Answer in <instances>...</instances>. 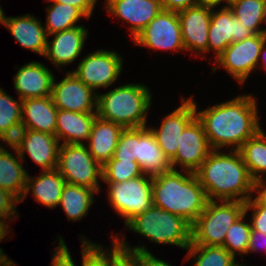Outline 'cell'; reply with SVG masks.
<instances>
[{"mask_svg":"<svg viewBox=\"0 0 266 266\" xmlns=\"http://www.w3.org/2000/svg\"><path fill=\"white\" fill-rule=\"evenodd\" d=\"M190 99L212 150H221L226 146H232L230 150H239L262 129L258 121L257 100L253 94L236 96L199 112L196 102L192 97Z\"/></svg>","mask_w":266,"mask_h":266,"instance_id":"cell-1","label":"cell"},{"mask_svg":"<svg viewBox=\"0 0 266 266\" xmlns=\"http://www.w3.org/2000/svg\"><path fill=\"white\" fill-rule=\"evenodd\" d=\"M212 150L195 172L208 200L247 202L253 196L254 180L238 150Z\"/></svg>","mask_w":266,"mask_h":266,"instance_id":"cell-2","label":"cell"},{"mask_svg":"<svg viewBox=\"0 0 266 266\" xmlns=\"http://www.w3.org/2000/svg\"><path fill=\"white\" fill-rule=\"evenodd\" d=\"M153 205L183 217L191 225L209 201L195 173L171 169L153 177Z\"/></svg>","mask_w":266,"mask_h":266,"instance_id":"cell-3","label":"cell"},{"mask_svg":"<svg viewBox=\"0 0 266 266\" xmlns=\"http://www.w3.org/2000/svg\"><path fill=\"white\" fill-rule=\"evenodd\" d=\"M152 94L146 85L126 84L98 94L97 116L124 128L146 126Z\"/></svg>","mask_w":266,"mask_h":266,"instance_id":"cell-4","label":"cell"},{"mask_svg":"<svg viewBox=\"0 0 266 266\" xmlns=\"http://www.w3.org/2000/svg\"><path fill=\"white\" fill-rule=\"evenodd\" d=\"M125 228L157 244H170L185 250L191 244V224L183 217L154 205L130 219Z\"/></svg>","mask_w":266,"mask_h":266,"instance_id":"cell-5","label":"cell"},{"mask_svg":"<svg viewBox=\"0 0 266 266\" xmlns=\"http://www.w3.org/2000/svg\"><path fill=\"white\" fill-rule=\"evenodd\" d=\"M209 200L191 225V244L222 246L227 230L243 213L245 202Z\"/></svg>","mask_w":266,"mask_h":266,"instance_id":"cell-6","label":"cell"},{"mask_svg":"<svg viewBox=\"0 0 266 266\" xmlns=\"http://www.w3.org/2000/svg\"><path fill=\"white\" fill-rule=\"evenodd\" d=\"M86 144H61L56 169L66 183L88 187L99 193L102 166L90 154Z\"/></svg>","mask_w":266,"mask_h":266,"instance_id":"cell-7","label":"cell"},{"mask_svg":"<svg viewBox=\"0 0 266 266\" xmlns=\"http://www.w3.org/2000/svg\"><path fill=\"white\" fill-rule=\"evenodd\" d=\"M153 177L141 175L124 182L108 184V202L113 210L125 218V224L153 205Z\"/></svg>","mask_w":266,"mask_h":266,"instance_id":"cell-8","label":"cell"},{"mask_svg":"<svg viewBox=\"0 0 266 266\" xmlns=\"http://www.w3.org/2000/svg\"><path fill=\"white\" fill-rule=\"evenodd\" d=\"M266 39L264 34H255L252 37L231 43L215 60L213 72L218 66L226 69L232 78L243 85L249 74L260 64L259 54Z\"/></svg>","mask_w":266,"mask_h":266,"instance_id":"cell-9","label":"cell"},{"mask_svg":"<svg viewBox=\"0 0 266 266\" xmlns=\"http://www.w3.org/2000/svg\"><path fill=\"white\" fill-rule=\"evenodd\" d=\"M122 64L117 52L100 49L82 58L77 69L71 72L86 86L97 91L111 86L119 78Z\"/></svg>","mask_w":266,"mask_h":266,"instance_id":"cell-10","label":"cell"},{"mask_svg":"<svg viewBox=\"0 0 266 266\" xmlns=\"http://www.w3.org/2000/svg\"><path fill=\"white\" fill-rule=\"evenodd\" d=\"M133 41L154 51L185 50L178 13L162 9Z\"/></svg>","mask_w":266,"mask_h":266,"instance_id":"cell-11","label":"cell"},{"mask_svg":"<svg viewBox=\"0 0 266 266\" xmlns=\"http://www.w3.org/2000/svg\"><path fill=\"white\" fill-rule=\"evenodd\" d=\"M11 144L22 160L27 151V155L41 167V171L56 169L61 144L55 135L21 129Z\"/></svg>","mask_w":266,"mask_h":266,"instance_id":"cell-12","label":"cell"},{"mask_svg":"<svg viewBox=\"0 0 266 266\" xmlns=\"http://www.w3.org/2000/svg\"><path fill=\"white\" fill-rule=\"evenodd\" d=\"M60 82L55 77L52 85L51 97L57 109L80 112L97 113L98 92L86 86L71 71ZM95 109V111H93Z\"/></svg>","mask_w":266,"mask_h":266,"instance_id":"cell-13","label":"cell"},{"mask_svg":"<svg viewBox=\"0 0 266 266\" xmlns=\"http://www.w3.org/2000/svg\"><path fill=\"white\" fill-rule=\"evenodd\" d=\"M176 156L170 161L172 169L195 173L212 151L201 122L195 117L180 134Z\"/></svg>","mask_w":266,"mask_h":266,"instance_id":"cell-14","label":"cell"},{"mask_svg":"<svg viewBox=\"0 0 266 266\" xmlns=\"http://www.w3.org/2000/svg\"><path fill=\"white\" fill-rule=\"evenodd\" d=\"M214 8L216 7H212L208 31L207 53L212 50L216 59L231 43L252 37L255 33L246 29L228 6L223 5V8L217 11Z\"/></svg>","mask_w":266,"mask_h":266,"instance_id":"cell-15","label":"cell"},{"mask_svg":"<svg viewBox=\"0 0 266 266\" xmlns=\"http://www.w3.org/2000/svg\"><path fill=\"white\" fill-rule=\"evenodd\" d=\"M177 13L185 50L206 53L212 6L197 4Z\"/></svg>","mask_w":266,"mask_h":266,"instance_id":"cell-16","label":"cell"},{"mask_svg":"<svg viewBox=\"0 0 266 266\" xmlns=\"http://www.w3.org/2000/svg\"><path fill=\"white\" fill-rule=\"evenodd\" d=\"M182 104L163 118L160 128L149 127L157 144L171 161L177 154V147L184 128L196 117V109L189 98L182 99Z\"/></svg>","mask_w":266,"mask_h":266,"instance_id":"cell-17","label":"cell"},{"mask_svg":"<svg viewBox=\"0 0 266 266\" xmlns=\"http://www.w3.org/2000/svg\"><path fill=\"white\" fill-rule=\"evenodd\" d=\"M106 11L129 23L133 40L163 9L160 0H105Z\"/></svg>","mask_w":266,"mask_h":266,"instance_id":"cell-18","label":"cell"},{"mask_svg":"<svg viewBox=\"0 0 266 266\" xmlns=\"http://www.w3.org/2000/svg\"><path fill=\"white\" fill-rule=\"evenodd\" d=\"M49 36H54V38L51 42L49 39L47 40L44 57L48 58L55 66L61 67L69 65L79 57L88 31L82 25Z\"/></svg>","mask_w":266,"mask_h":266,"instance_id":"cell-19","label":"cell"},{"mask_svg":"<svg viewBox=\"0 0 266 266\" xmlns=\"http://www.w3.org/2000/svg\"><path fill=\"white\" fill-rule=\"evenodd\" d=\"M54 74L41 62L21 66L14 76V88L19 99L47 97L52 93Z\"/></svg>","mask_w":266,"mask_h":266,"instance_id":"cell-20","label":"cell"},{"mask_svg":"<svg viewBox=\"0 0 266 266\" xmlns=\"http://www.w3.org/2000/svg\"><path fill=\"white\" fill-rule=\"evenodd\" d=\"M123 130V126L99 116L94 120L87 147L90 154L102 167L114 156Z\"/></svg>","mask_w":266,"mask_h":266,"instance_id":"cell-21","label":"cell"},{"mask_svg":"<svg viewBox=\"0 0 266 266\" xmlns=\"http://www.w3.org/2000/svg\"><path fill=\"white\" fill-rule=\"evenodd\" d=\"M5 26L23 48L44 56L48 36L39 19L31 14L19 17L8 16L5 19Z\"/></svg>","mask_w":266,"mask_h":266,"instance_id":"cell-22","label":"cell"},{"mask_svg":"<svg viewBox=\"0 0 266 266\" xmlns=\"http://www.w3.org/2000/svg\"><path fill=\"white\" fill-rule=\"evenodd\" d=\"M57 107L51 95L22 100V129L55 135Z\"/></svg>","mask_w":266,"mask_h":266,"instance_id":"cell-23","label":"cell"},{"mask_svg":"<svg viewBox=\"0 0 266 266\" xmlns=\"http://www.w3.org/2000/svg\"><path fill=\"white\" fill-rule=\"evenodd\" d=\"M137 163L142 174L151 177L172 169L148 126L137 128Z\"/></svg>","mask_w":266,"mask_h":266,"instance_id":"cell-24","label":"cell"},{"mask_svg":"<svg viewBox=\"0 0 266 266\" xmlns=\"http://www.w3.org/2000/svg\"><path fill=\"white\" fill-rule=\"evenodd\" d=\"M97 113H80L57 110L55 136L62 144H84L89 139Z\"/></svg>","mask_w":266,"mask_h":266,"instance_id":"cell-25","label":"cell"},{"mask_svg":"<svg viewBox=\"0 0 266 266\" xmlns=\"http://www.w3.org/2000/svg\"><path fill=\"white\" fill-rule=\"evenodd\" d=\"M65 184V179L57 169L42 171L36 177H30L28 174L24 197L20 202L26 198L28 192L31 190L37 203L54 209L59 204Z\"/></svg>","mask_w":266,"mask_h":266,"instance_id":"cell-26","label":"cell"},{"mask_svg":"<svg viewBox=\"0 0 266 266\" xmlns=\"http://www.w3.org/2000/svg\"><path fill=\"white\" fill-rule=\"evenodd\" d=\"M7 145L14 149L18 157L14 153H10L4 146L0 147V188L10 192L21 201L24 197L28 173L23 168L22 162L24 161L15 147L11 143H7Z\"/></svg>","mask_w":266,"mask_h":266,"instance_id":"cell-27","label":"cell"},{"mask_svg":"<svg viewBox=\"0 0 266 266\" xmlns=\"http://www.w3.org/2000/svg\"><path fill=\"white\" fill-rule=\"evenodd\" d=\"M94 189L66 183L58 206L60 205L70 221L81 220L88 215L89 208L93 205Z\"/></svg>","mask_w":266,"mask_h":266,"instance_id":"cell-28","label":"cell"},{"mask_svg":"<svg viewBox=\"0 0 266 266\" xmlns=\"http://www.w3.org/2000/svg\"><path fill=\"white\" fill-rule=\"evenodd\" d=\"M22 100L7 95L0 88V139L11 143L22 129Z\"/></svg>","mask_w":266,"mask_h":266,"instance_id":"cell-29","label":"cell"},{"mask_svg":"<svg viewBox=\"0 0 266 266\" xmlns=\"http://www.w3.org/2000/svg\"><path fill=\"white\" fill-rule=\"evenodd\" d=\"M261 129L238 150L252 179H264L266 173V135ZM262 174V175H261Z\"/></svg>","mask_w":266,"mask_h":266,"instance_id":"cell-30","label":"cell"},{"mask_svg":"<svg viewBox=\"0 0 266 266\" xmlns=\"http://www.w3.org/2000/svg\"><path fill=\"white\" fill-rule=\"evenodd\" d=\"M45 1L52 2L50 6L46 7L47 18L45 23L46 25L44 27L47 36L81 26L76 25V22L83 17L88 19V17L75 6L61 4L50 0Z\"/></svg>","mask_w":266,"mask_h":266,"instance_id":"cell-31","label":"cell"},{"mask_svg":"<svg viewBox=\"0 0 266 266\" xmlns=\"http://www.w3.org/2000/svg\"><path fill=\"white\" fill-rule=\"evenodd\" d=\"M265 3L266 0H231L228 7L246 29L266 36V28L260 29V24L263 23Z\"/></svg>","mask_w":266,"mask_h":266,"instance_id":"cell-32","label":"cell"},{"mask_svg":"<svg viewBox=\"0 0 266 266\" xmlns=\"http://www.w3.org/2000/svg\"><path fill=\"white\" fill-rule=\"evenodd\" d=\"M185 261L195 258L193 266H237L236 258L223 246L190 244Z\"/></svg>","mask_w":266,"mask_h":266,"instance_id":"cell-33","label":"cell"},{"mask_svg":"<svg viewBox=\"0 0 266 266\" xmlns=\"http://www.w3.org/2000/svg\"><path fill=\"white\" fill-rule=\"evenodd\" d=\"M246 213L244 212L231 227L227 230L223 247L232 254L235 258L237 252L244 256L247 255L249 246V237L251 233V224L245 222Z\"/></svg>","mask_w":266,"mask_h":266,"instance_id":"cell-34","label":"cell"},{"mask_svg":"<svg viewBox=\"0 0 266 266\" xmlns=\"http://www.w3.org/2000/svg\"><path fill=\"white\" fill-rule=\"evenodd\" d=\"M142 172L136 160L114 159L113 157L102 167V181L124 182L141 176Z\"/></svg>","mask_w":266,"mask_h":266,"instance_id":"cell-35","label":"cell"},{"mask_svg":"<svg viewBox=\"0 0 266 266\" xmlns=\"http://www.w3.org/2000/svg\"><path fill=\"white\" fill-rule=\"evenodd\" d=\"M111 236L112 240L118 247L123 250L133 252L134 251V260L137 266H172L168 262L164 260L158 259L148 251L145 246H135L130 247L127 242H125V238L122 236L120 239L117 235L116 237Z\"/></svg>","mask_w":266,"mask_h":266,"instance_id":"cell-36","label":"cell"},{"mask_svg":"<svg viewBox=\"0 0 266 266\" xmlns=\"http://www.w3.org/2000/svg\"><path fill=\"white\" fill-rule=\"evenodd\" d=\"M82 266H109V250L105 252L103 245L91 242L82 237Z\"/></svg>","mask_w":266,"mask_h":266,"instance_id":"cell-37","label":"cell"},{"mask_svg":"<svg viewBox=\"0 0 266 266\" xmlns=\"http://www.w3.org/2000/svg\"><path fill=\"white\" fill-rule=\"evenodd\" d=\"M113 158L136 160L137 162V128H124Z\"/></svg>","mask_w":266,"mask_h":266,"instance_id":"cell-38","label":"cell"},{"mask_svg":"<svg viewBox=\"0 0 266 266\" xmlns=\"http://www.w3.org/2000/svg\"><path fill=\"white\" fill-rule=\"evenodd\" d=\"M252 209L253 215L251 220L252 231H261L266 234V207L261 205L253 196L245 202L244 212Z\"/></svg>","mask_w":266,"mask_h":266,"instance_id":"cell-39","label":"cell"},{"mask_svg":"<svg viewBox=\"0 0 266 266\" xmlns=\"http://www.w3.org/2000/svg\"><path fill=\"white\" fill-rule=\"evenodd\" d=\"M18 203L20 201L14 195L0 188V216L9 219L8 221H11L10 219L16 220V216L19 218L15 205Z\"/></svg>","mask_w":266,"mask_h":266,"instance_id":"cell-40","label":"cell"},{"mask_svg":"<svg viewBox=\"0 0 266 266\" xmlns=\"http://www.w3.org/2000/svg\"><path fill=\"white\" fill-rule=\"evenodd\" d=\"M109 266H137L134 251L123 250L112 241V248L109 250Z\"/></svg>","mask_w":266,"mask_h":266,"instance_id":"cell-41","label":"cell"},{"mask_svg":"<svg viewBox=\"0 0 266 266\" xmlns=\"http://www.w3.org/2000/svg\"><path fill=\"white\" fill-rule=\"evenodd\" d=\"M54 250L51 266H76L63 237L59 238V246Z\"/></svg>","mask_w":266,"mask_h":266,"instance_id":"cell-42","label":"cell"},{"mask_svg":"<svg viewBox=\"0 0 266 266\" xmlns=\"http://www.w3.org/2000/svg\"><path fill=\"white\" fill-rule=\"evenodd\" d=\"M53 2L61 3V4H69L71 6H75L79 8L88 19L92 15V11L94 10L95 5L97 4V0H50Z\"/></svg>","mask_w":266,"mask_h":266,"instance_id":"cell-43","label":"cell"},{"mask_svg":"<svg viewBox=\"0 0 266 266\" xmlns=\"http://www.w3.org/2000/svg\"><path fill=\"white\" fill-rule=\"evenodd\" d=\"M164 10L180 11L190 6L197 5V0H160Z\"/></svg>","mask_w":266,"mask_h":266,"instance_id":"cell-44","label":"cell"},{"mask_svg":"<svg viewBox=\"0 0 266 266\" xmlns=\"http://www.w3.org/2000/svg\"><path fill=\"white\" fill-rule=\"evenodd\" d=\"M7 219L3 216H0V241L4 239V237L9 233L10 227L8 226L10 223H6ZM9 227V228H8ZM11 259L7 258V255L4 254L2 249L0 248V266H16Z\"/></svg>","mask_w":266,"mask_h":266,"instance_id":"cell-45","label":"cell"},{"mask_svg":"<svg viewBox=\"0 0 266 266\" xmlns=\"http://www.w3.org/2000/svg\"><path fill=\"white\" fill-rule=\"evenodd\" d=\"M259 245H261V248L264 246L263 248L266 251V234L261 231L251 230L247 254L250 252H256L260 248Z\"/></svg>","mask_w":266,"mask_h":266,"instance_id":"cell-46","label":"cell"},{"mask_svg":"<svg viewBox=\"0 0 266 266\" xmlns=\"http://www.w3.org/2000/svg\"><path fill=\"white\" fill-rule=\"evenodd\" d=\"M265 179H258L254 181L253 191H257L254 197L261 205L266 207V182Z\"/></svg>","mask_w":266,"mask_h":266,"instance_id":"cell-47","label":"cell"},{"mask_svg":"<svg viewBox=\"0 0 266 266\" xmlns=\"http://www.w3.org/2000/svg\"><path fill=\"white\" fill-rule=\"evenodd\" d=\"M222 2H226V6H228L229 0H197L198 4H202V5H208V6H212V7H217V5H220Z\"/></svg>","mask_w":266,"mask_h":266,"instance_id":"cell-48","label":"cell"},{"mask_svg":"<svg viewBox=\"0 0 266 266\" xmlns=\"http://www.w3.org/2000/svg\"><path fill=\"white\" fill-rule=\"evenodd\" d=\"M261 59L263 61H261ZM259 60L262 62V66H260V64H259V66H257V67L258 68H261L262 67V68H265V70H266V39H265V41H264V43L262 45V48L260 50Z\"/></svg>","mask_w":266,"mask_h":266,"instance_id":"cell-49","label":"cell"},{"mask_svg":"<svg viewBox=\"0 0 266 266\" xmlns=\"http://www.w3.org/2000/svg\"><path fill=\"white\" fill-rule=\"evenodd\" d=\"M6 16L3 14L2 7L0 6V24L5 25Z\"/></svg>","mask_w":266,"mask_h":266,"instance_id":"cell-50","label":"cell"},{"mask_svg":"<svg viewBox=\"0 0 266 266\" xmlns=\"http://www.w3.org/2000/svg\"><path fill=\"white\" fill-rule=\"evenodd\" d=\"M266 22V3H265V9H264V17H263V23Z\"/></svg>","mask_w":266,"mask_h":266,"instance_id":"cell-51","label":"cell"}]
</instances>
